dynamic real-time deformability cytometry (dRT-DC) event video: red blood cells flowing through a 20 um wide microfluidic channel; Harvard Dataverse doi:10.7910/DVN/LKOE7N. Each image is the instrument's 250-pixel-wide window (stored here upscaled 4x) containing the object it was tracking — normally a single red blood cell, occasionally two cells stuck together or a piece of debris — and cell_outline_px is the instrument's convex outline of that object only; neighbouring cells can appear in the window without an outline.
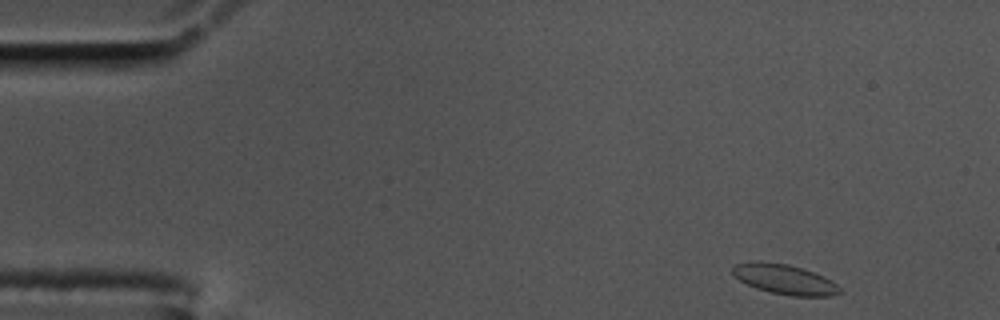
{"species": "common noctule bat (a hibernating species)", "species_latin": "Nyctalus noctula", "temperature_condition": "cold", "stored_images_in_passage": 54, "segment_of_instrument_passage": [1, 2], "camera_frame_rate_fps": 3000, "um_per_image_px": 0.085, "animal": {"sex": "male", "body_mass_g": 17.5, "forearm_length_mm": 52.3}, "frame": {"image": 1, "passage_image": 2, "time_ms": 0.333, "image_size_px": [1000, 320], "cell_outline_px": [[840, 292], [832, 296], [792, 296], [772, 292], [756, 288], [740, 280], [732, 272], [732, 268], [736, 264], [756, 260], [760, 260], [788, 264], [824, 276], [832, 280], [840, 288]], "centroid_in_image_um": [66.69, 23.73], "position_along_channel_um": 18.3, "area_um2": 18.55}}
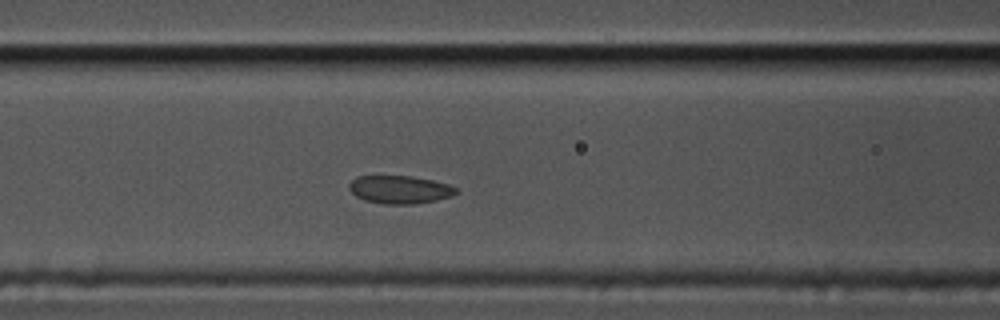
{"frame": {"image": 2, "passage_image": 20, "time_ms": 6.333, "image_size_px": [1000, 320], "cell_outline_px": [[460, 192], [452, 196], [436, 200], [412, 204], [384, 204], [364, 200], [356, 196], [348, 188], [348, 184], [356, 176], [412, 176], [432, 180], [448, 184], [456, 188]], "centroid_in_image_um": [33.98, 16.11], "position_along_channel_um": 132.6, "area_um2": 17.51}}
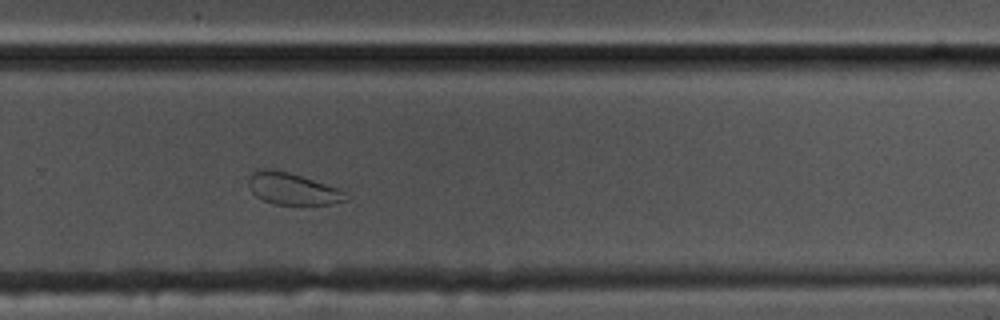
{"frame": {"image": 3, "passage_image": 35, "time_ms": 11.333, "image_size_px": [1000, 320], "cell_outline_px": [[352, 196], [348, 200], [332, 204], [272, 204], [256, 196], [252, 192], [248, 184], [248, 176], [256, 168], [268, 168], [288, 172], [340, 188]], "centroid_in_image_um": [24.88, 16.04], "position_along_channel_um": 304.9, "area_um2": 18.32}}